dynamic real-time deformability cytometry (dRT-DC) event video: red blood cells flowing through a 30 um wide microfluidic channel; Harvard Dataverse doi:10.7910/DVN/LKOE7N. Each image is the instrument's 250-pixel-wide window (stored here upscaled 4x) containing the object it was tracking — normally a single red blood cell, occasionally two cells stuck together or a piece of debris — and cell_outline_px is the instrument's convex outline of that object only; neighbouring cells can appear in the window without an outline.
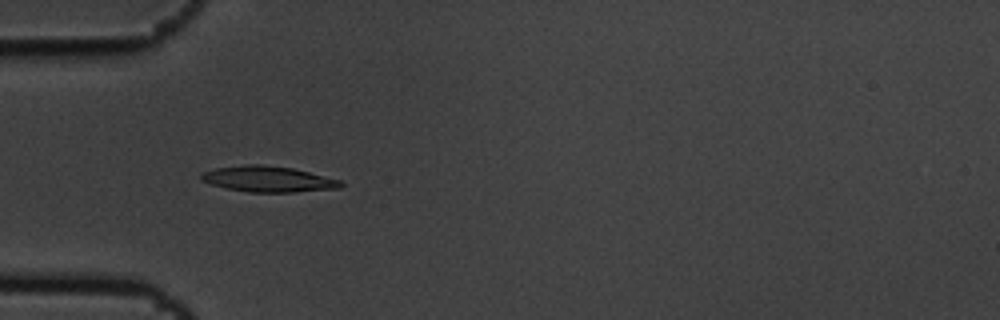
{"species": "common noctule bat (a hibernating species)", "species_latin": "Nyctalus noctula", "temperature_condition": "cold", "stored_images_in_passage": 6, "camera_frame_rate_fps": 3000, "um_per_image_px": 0.085, "animal": {"sex": "male", "body_mass_g": 19.5, "forearm_length_mm": 54.6}, "frame": {"image": 1, "passage_image": 5, "time_ms": 1.333, "image_size_px": [1000, 320], "cell_outline_px": [[344, 184], [340, 188], [292, 192], [248, 192], [228, 188], [212, 184], [200, 180], [200, 176], [204, 172], [216, 168], [248, 164], [260, 164], [292, 168], [340, 180]], "centroid_in_image_um": [22.79, 15.22], "position_along_channel_um": 62.2, "area_um2": 20.69}}
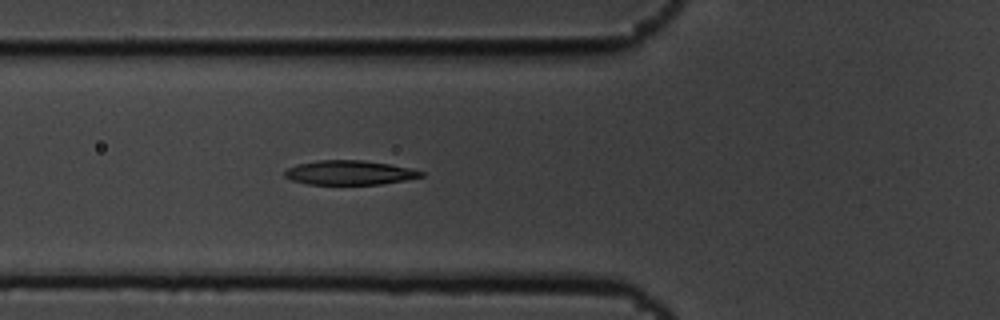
{"frame": {"image": 2, "passage_image": 6, "time_ms": 1.667, "image_size_px": [1000, 320], "cell_outline_px": [[424, 176], [404, 180], [380, 184], [308, 184], [292, 180], [284, 176], [284, 172], [288, 168], [296, 164], [316, 160], [364, 160], [388, 164], [408, 168], [424, 172]], "centroid_in_image_um": [29.67, 14.67], "position_along_channel_um": 96.1, "area_um2": 19.19}}